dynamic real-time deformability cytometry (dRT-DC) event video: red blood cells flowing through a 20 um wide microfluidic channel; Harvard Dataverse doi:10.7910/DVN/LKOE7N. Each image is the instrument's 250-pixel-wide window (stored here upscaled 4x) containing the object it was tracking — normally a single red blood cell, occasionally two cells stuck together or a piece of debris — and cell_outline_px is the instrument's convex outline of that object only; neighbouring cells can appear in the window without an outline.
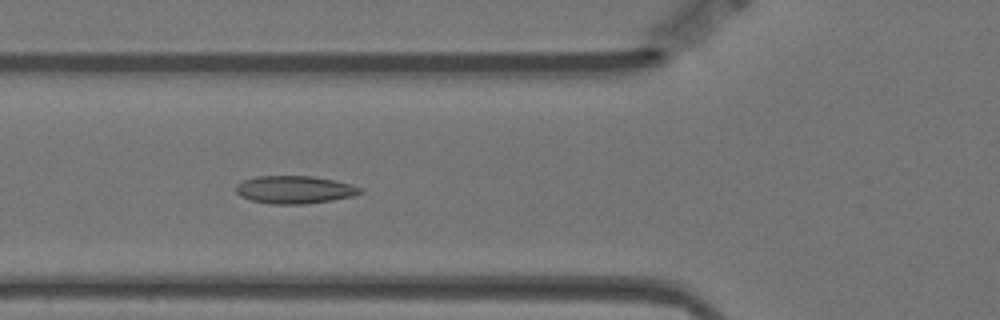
{"species": "Egyptian fruit bat (a non-hibernating species)", "species_latin": "Rousettus aegyptiacus", "temperature_condition": "warm", "stored_images_in_passage": 41, "camera_frame_rate_fps": 3000, "um_per_image_px": 0.085, "animal": {"sex": "female"}, "frame": {"image": 1, "passage_image": 4, "time_ms": 1.0, "image_size_px": [1000, 320], "cell_outline_px": [[364, 192], [352, 196], [332, 200], [304, 204], [268, 204], [252, 200], [240, 196], [236, 192], [236, 184], [244, 180], [256, 176], [312, 176], [336, 180], [352, 184], [364, 188]], "centroid_in_image_um": [25.07, 16.12], "position_along_channel_um": 100.7, "area_um2": 20.29}}
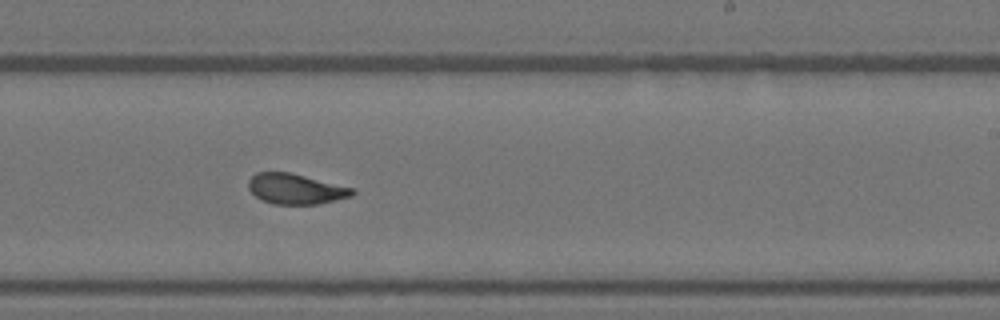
{"frame": {"image": 2, "passage_image": 18, "time_ms": 5.667, "image_size_px": [1000, 320], "cell_outline_px": [[356, 192], [352, 196], [316, 204], [272, 204], [260, 200], [248, 188], [248, 180], [256, 172], [288, 172], [356, 188]], "centroid_in_image_um": [25.13, 16.06], "position_along_channel_um": 263.9, "area_um2": 18.44}}
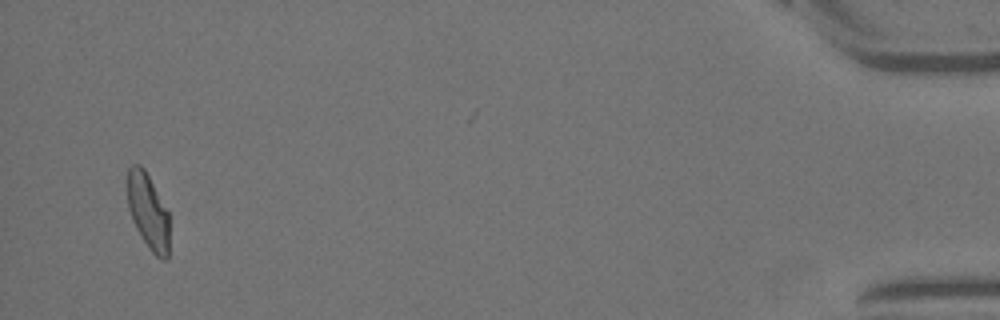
{"frame": {"image": 3, "passage_image": 39, "time_ms": 12.667, "image_size_px": [1000, 320], "cell_outline_px": [[168, 260], [160, 260], [148, 248], [140, 236], [132, 220], [128, 208], [128, 168], [132, 164], [140, 164], [144, 168], [168, 212]], "centroid_in_image_um": [12.58, 17.99], "position_along_channel_um": 422.6, "area_um2": 18.38}, "authors_computed_cell_mechanics": {"area_um2": 18.9006, "velocity_mm_per_s": 3.4989, "shape_relaxation_time_tau1_ms": 9.7494, "shape_relaxation_time_tau2_ms": 1.4042, "deformation_change_tau1": 0.1993, "deformation_change_tau2": 0.063}}